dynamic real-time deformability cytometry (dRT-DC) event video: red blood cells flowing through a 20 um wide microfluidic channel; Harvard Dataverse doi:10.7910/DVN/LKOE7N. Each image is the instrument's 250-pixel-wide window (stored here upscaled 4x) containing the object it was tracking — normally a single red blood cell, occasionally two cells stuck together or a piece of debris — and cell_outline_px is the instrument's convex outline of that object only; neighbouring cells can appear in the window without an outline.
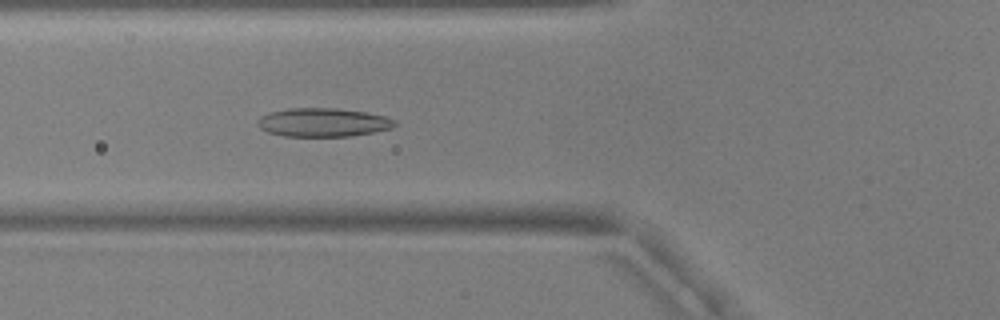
{"species": "common noctule bat (a hibernating species)", "species_latin": "Nyctalus noctula", "temperature_condition": "warm", "stored_images_in_passage": 43, "camera_frame_rate_fps": 3000, "um_per_image_px": 0.085, "animal": {"sex": "male", "body_mass_g": 17.9, "forearm_length_mm": 54.2}, "frame": {"image": 1, "passage_image": 10, "time_ms": 3.0, "image_size_px": [1000, 320], "cell_outline_px": [[396, 124], [392, 128], [352, 136], [284, 136], [268, 132], [260, 128], [256, 124], [256, 120], [260, 116], [268, 112], [288, 108], [336, 108], [368, 112], [384, 116], [396, 120]], "centroid_in_image_um": [27.43, 10.39], "position_along_channel_um": 98.4, "area_um2": 23.06}}
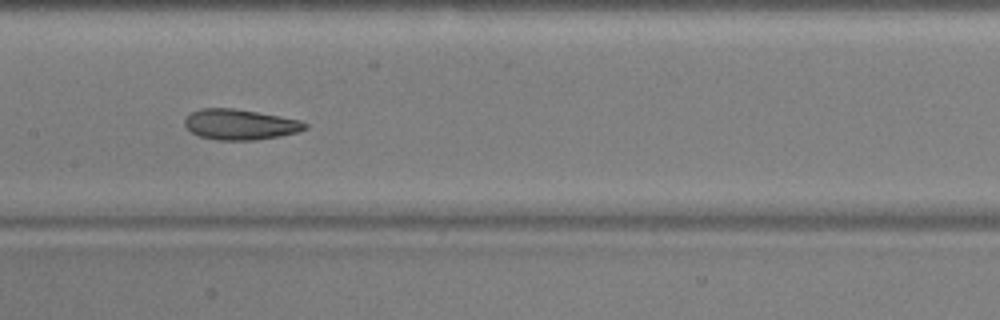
{"frame": {"image": 2, "passage_image": 17, "time_ms": 5.333, "image_size_px": [1000, 320], "cell_outline_px": [[308, 128], [300, 132], [280, 136], [256, 140], [216, 140], [200, 136], [192, 132], [184, 124], [184, 120], [192, 112], [200, 108], [232, 108], [280, 116], [300, 120], [308, 124]], "centroid_in_image_um": [20.44, 10.59], "position_along_channel_um": 187.0, "area_um2": 21.39}}
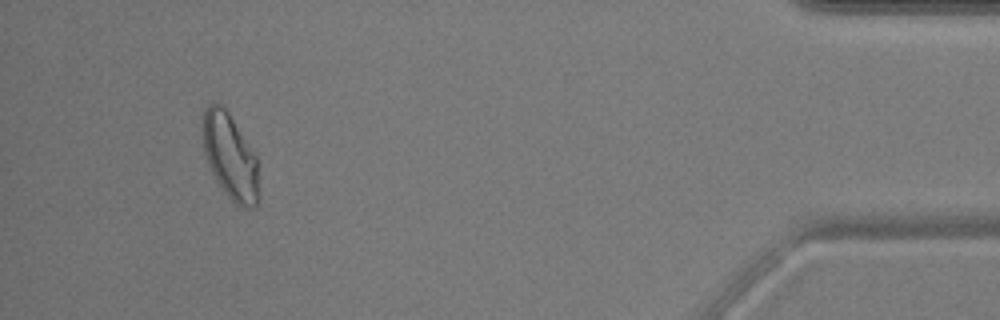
{"frame": {"image": 3, "passage_image": 40, "time_ms": 13.0, "image_size_px": [1000, 320], "cell_outline_px": [[256, 204], [252, 208], [248, 208], [236, 204], [228, 196], [216, 180], [208, 164], [204, 152], [200, 124], [204, 108], [208, 104], [220, 104], [228, 112], [256, 156]], "centroid_in_image_um": [19.48, 13.23], "position_along_channel_um": 415.7, "area_um2": 27.4}, "authors_computed_cell_mechanics": {"area_um2": 22.4264, "velocity_mm_per_s": 3.7774, "shape_relaxation_time_tau1_ms": 8.9931, "shape_relaxation_time_tau2_ms": 2.0545, "deformation_change_tau1": 0.2001, "deformation_change_tau2": 0.0823}}